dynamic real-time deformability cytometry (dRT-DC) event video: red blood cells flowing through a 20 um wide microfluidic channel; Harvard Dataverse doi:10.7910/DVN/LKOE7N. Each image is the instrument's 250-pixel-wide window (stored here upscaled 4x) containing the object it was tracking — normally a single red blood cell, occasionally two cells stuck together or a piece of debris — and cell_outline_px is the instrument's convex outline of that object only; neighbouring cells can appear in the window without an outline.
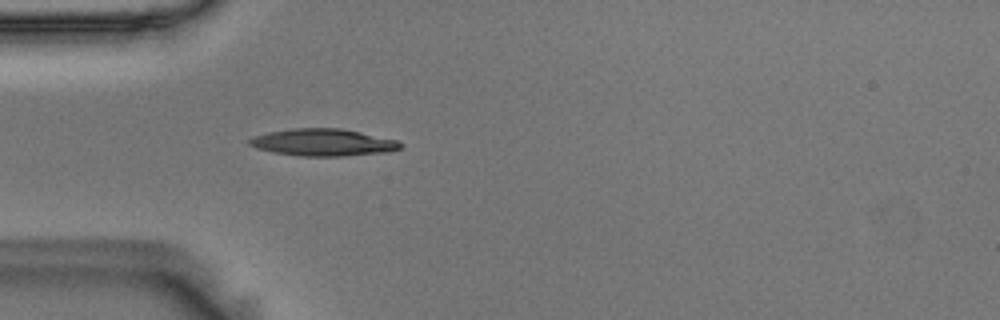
{"species": "Egyptian fruit bat (a non-hibernating species)", "species_latin": "Rousettus aegyptiacus", "temperature_condition": "room temperature", "stored_images_in_passage": 29, "camera_frame_rate_fps": 3000, "um_per_image_px": 0.085, "animal": {"sex": "male"}, "frame": {"image": 1, "passage_image": 5, "time_ms": 1.333, "image_size_px": [1000, 320], "cell_outline_px": [[404, 144], [400, 148], [388, 152], [344, 156], [300, 156], [272, 152], [256, 148], [248, 144], [248, 140], [252, 136], [268, 132], [292, 128], [340, 128], [400, 140]], "centroid_in_image_um": [27.47, 12.1], "position_along_channel_um": 57.5, "area_um2": 24.1}}